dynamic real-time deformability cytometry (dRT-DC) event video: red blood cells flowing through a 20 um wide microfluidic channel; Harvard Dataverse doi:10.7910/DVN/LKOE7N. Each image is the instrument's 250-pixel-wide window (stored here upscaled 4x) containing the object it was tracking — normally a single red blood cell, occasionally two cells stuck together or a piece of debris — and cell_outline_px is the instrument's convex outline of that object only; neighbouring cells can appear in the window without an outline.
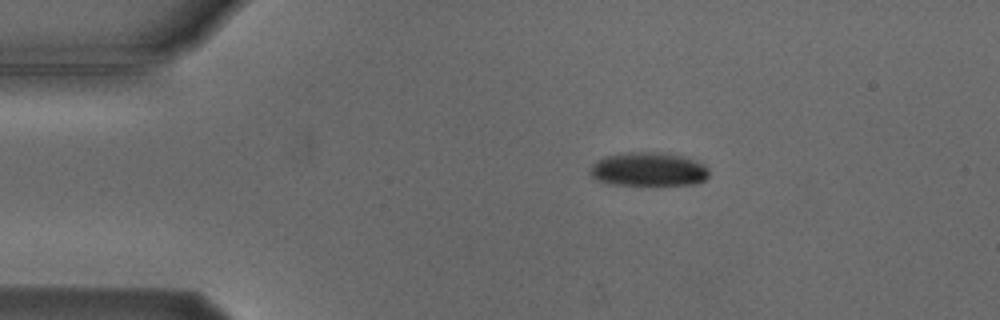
{"species": "Egyptian fruit bat (a non-hibernating species)", "species_latin": "Rousettus aegyptiacus", "temperature_condition": "cold", "stored_images_in_passage": 3, "camera_frame_rate_fps": 3000, "um_per_image_px": 0.085, "animal": {"sex": "male"}, "frame": {"image": 1, "passage_image": 1, "time_ms": 0.0, "image_size_px": [1000, 320], "cell_outline_px": [[708, 176], [704, 180], [696, 184], [656, 188], [608, 184], [592, 176], [588, 172], [592, 164], [596, 160], [604, 156], [628, 152], [660, 152], [684, 156], [704, 164], [708, 168]], "centroid_in_image_um": [55.13, 14.44], "position_along_channel_um": 29.9, "area_um2": 24.62}}